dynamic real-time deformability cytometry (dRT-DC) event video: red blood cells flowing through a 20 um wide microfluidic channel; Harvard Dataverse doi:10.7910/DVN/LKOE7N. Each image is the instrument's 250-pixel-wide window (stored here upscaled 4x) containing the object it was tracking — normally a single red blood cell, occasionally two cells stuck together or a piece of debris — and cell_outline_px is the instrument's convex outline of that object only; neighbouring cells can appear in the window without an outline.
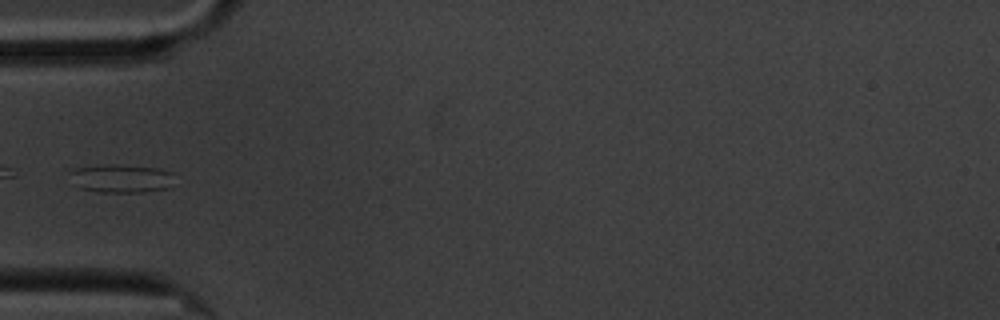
{"species": "common noctule bat (a hibernating species)", "species_latin": "Nyctalus noctula", "temperature_condition": "cold", "stored_images_in_passage": 38, "camera_frame_rate_fps": 3000, "um_per_image_px": 0.085, "animal": {"sex": "male", "body_mass_g": 20.1, "forearm_length_mm": 53.5}, "frame": {"image": 1, "passage_image": 1, "time_ms": 0.0, "image_size_px": [1000, 320], "cell_outline_px": [[172, 172], [168, 188], [144, 192], [100, 192], [80, 188], [72, 184], [68, 172], [76, 168], [112, 164], [156, 168]], "centroid_in_image_um": [10.21, 15.17], "position_along_channel_um": 74.8, "area_um2": 17.11}}
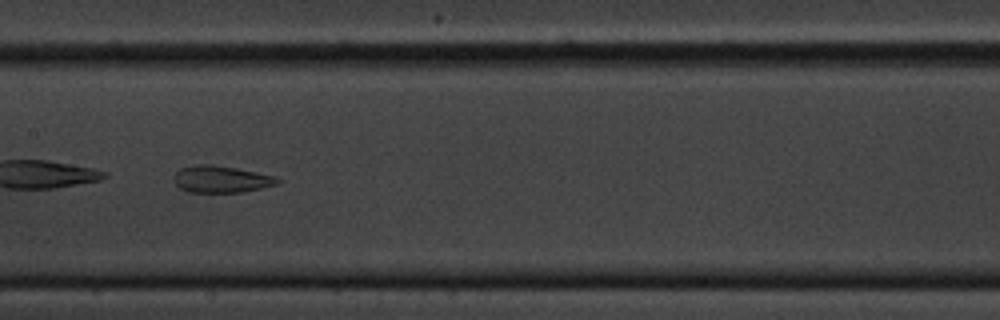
{"frame": {"image": 2, "passage_image": 11, "time_ms": 3.333, "image_size_px": [1000, 320], "cell_outline_px": [[280, 180], [276, 184], [260, 188], [240, 192], [188, 192], [180, 188], [176, 184], [176, 172], [180, 168], [196, 164], [212, 164], [236, 168], [276, 176]], "centroid_in_image_um": [18.79, 15.22], "position_along_channel_um": 188.6, "area_um2": 16.01}}
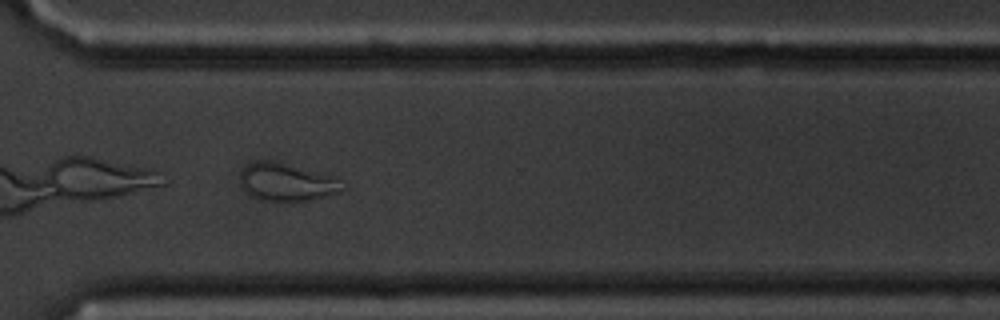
{"frame": {"image": 3, "passage_image": 25, "time_ms": 8.0, "image_size_px": [1000, 320], "cell_outline_px": [[348, 184], [340, 192], [308, 200], [264, 200], [248, 196], [240, 184], [240, 172], [248, 164], [256, 160], [264, 160], [328, 176]], "centroid_in_image_um": [24.3, 15.51], "position_along_channel_um": 346.3, "area_um2": 21.62}}